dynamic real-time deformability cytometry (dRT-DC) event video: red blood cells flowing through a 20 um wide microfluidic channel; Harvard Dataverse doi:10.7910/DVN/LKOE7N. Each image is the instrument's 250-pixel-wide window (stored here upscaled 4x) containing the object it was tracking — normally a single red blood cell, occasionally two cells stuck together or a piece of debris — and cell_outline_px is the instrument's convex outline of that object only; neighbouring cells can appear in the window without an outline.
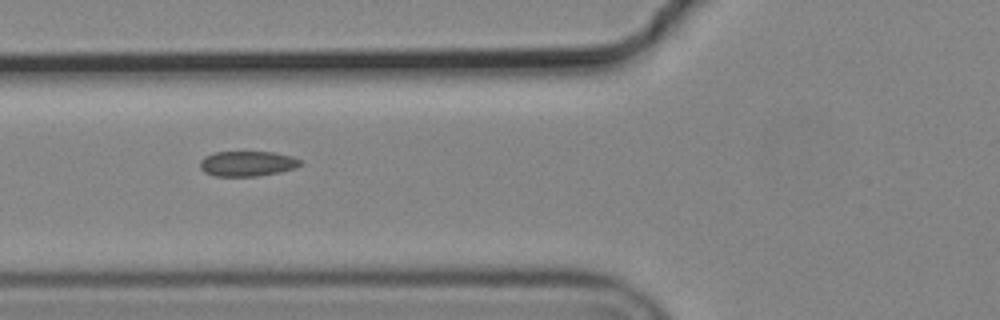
{"species": "common noctule bat (a hibernating species)", "species_latin": "Nyctalus noctula", "temperature_condition": "cold", "stored_images_in_passage": 11, "camera_frame_rate_fps": 3000, "um_per_image_px": 0.085, "animal": {"sex": "male", "body_mass_g": 19.2, "forearm_length_mm": 51.8}, "frame": {"image": 1, "passage_image": 7, "time_ms": 2.0, "image_size_px": [1000, 320], "cell_outline_px": [[304, 164], [296, 168], [280, 172], [256, 176], [216, 176], [204, 172], [200, 168], [200, 160], [204, 156], [212, 152], [272, 152], [292, 156], [300, 160]], "centroid_in_image_um": [21.02, 13.9], "position_along_channel_um": 104.8, "area_um2": 14.85}}
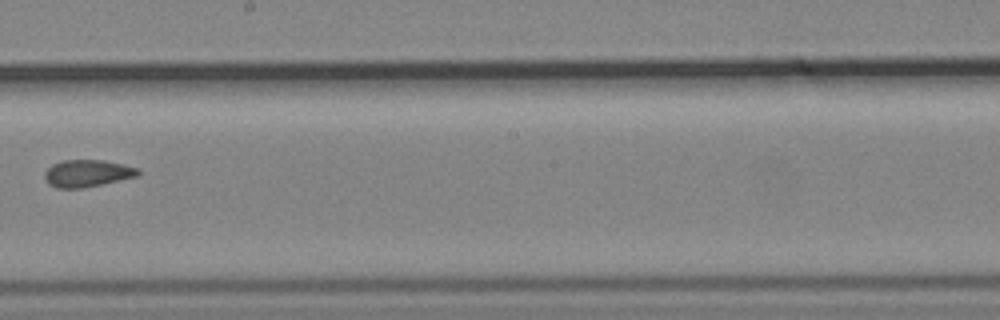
{"frame": {"image": 2, "passage_image": 10, "time_ms": 3.0, "image_size_px": [1000, 320], "cell_outline_px": [[140, 176], [84, 188], [56, 188], [48, 184], [44, 180], [44, 172], [52, 164], [64, 160], [104, 160], [124, 164], [140, 168]], "centroid_in_image_um": [7.44, 14.74], "position_along_channel_um": 240.8, "area_um2": 15.09}}
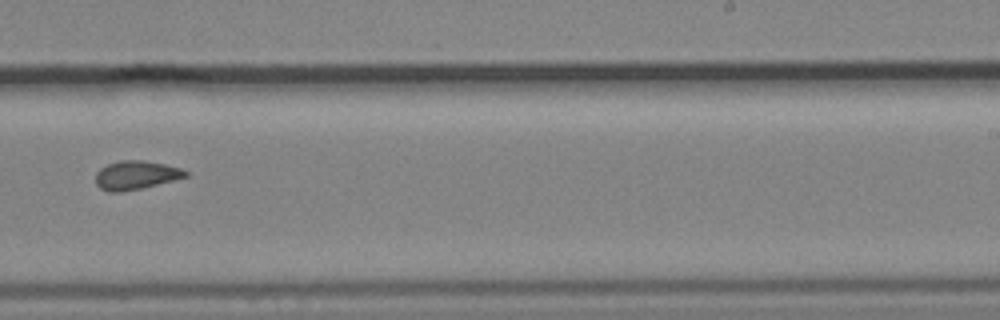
{"frame": {"image": 3, "passage_image": 11, "time_ms": 3.333, "image_size_px": [1000, 320], "cell_outline_px": [[188, 176], [124, 192], [108, 192], [100, 188], [96, 184], [96, 172], [100, 168], [108, 164], [120, 160], [144, 160], [164, 164], [180, 168], [188, 172]], "centroid_in_image_um": [11.51, 14.88], "position_along_channel_um": 277.5, "area_um2": 14.91}}